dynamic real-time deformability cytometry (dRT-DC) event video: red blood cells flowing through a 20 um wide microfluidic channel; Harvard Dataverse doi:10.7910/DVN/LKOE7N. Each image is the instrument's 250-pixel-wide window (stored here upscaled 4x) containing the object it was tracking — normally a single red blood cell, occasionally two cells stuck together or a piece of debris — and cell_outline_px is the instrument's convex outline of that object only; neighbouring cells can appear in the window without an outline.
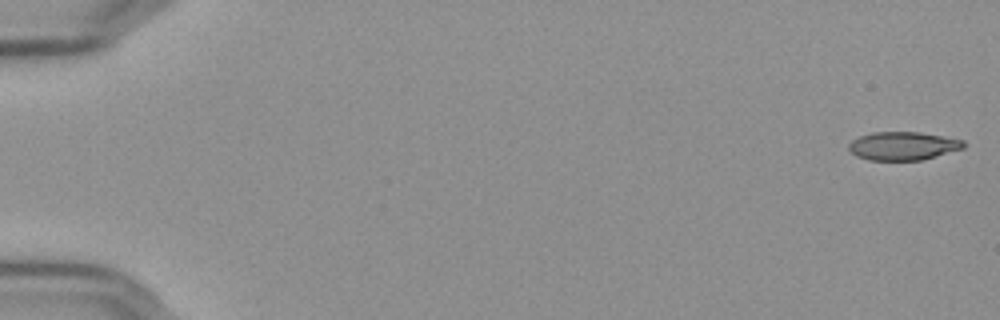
{"species": "Egyptian fruit bat (a non-hibernating species)", "species_latin": "Rousettus aegyptiacus", "temperature_condition": "cold", "stored_images_in_passage": 56, "camera_frame_rate_fps": 3000, "um_per_image_px": 0.085, "frame": {"image": 1, "passage_image": 1, "time_ms": 0.0, "image_size_px": [1000, 320], "cell_outline_px": [[964, 148], [920, 160], [868, 160], [856, 156], [848, 148], [848, 144], [852, 140], [860, 136], [872, 132], [920, 132], [964, 140]], "centroid_in_image_um": [76.72, 12.4], "position_along_channel_um": 8.3, "area_um2": 18.84}}
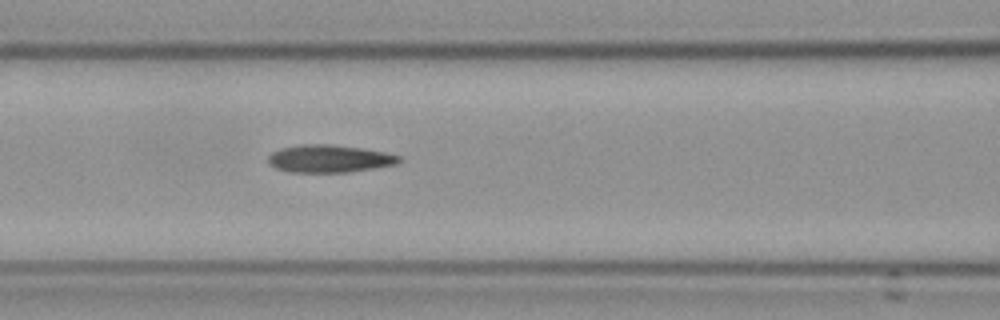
{"frame": {"image": 2, "passage_image": 25, "time_ms": 8.0, "image_size_px": [1000, 320], "cell_outline_px": [[404, 160], [396, 164], [348, 172], [288, 172], [276, 168], [268, 164], [268, 156], [272, 152], [280, 148], [300, 144], [328, 144], [360, 148], [384, 152], [400, 156]], "centroid_in_image_um": [27.96, 13.48], "position_along_channel_um": 138.6, "area_um2": 21.04}}
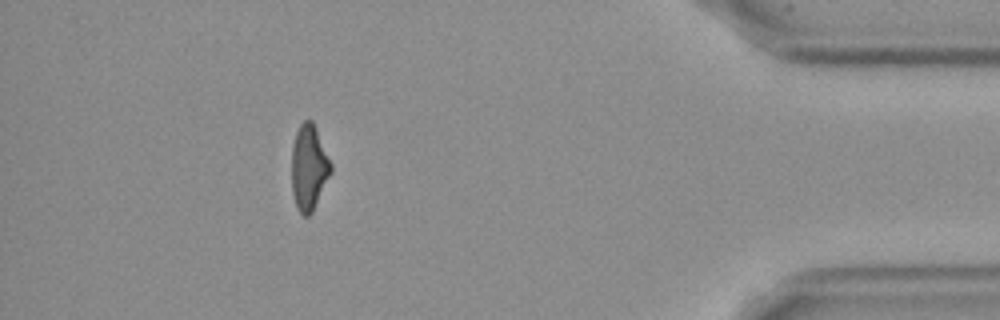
{"frame": {"image": 3, "passage_image": 51, "time_ms": 16.667, "image_size_px": [1000, 320], "cell_outline_px": [[332, 172], [312, 212], [308, 216], [304, 216], [296, 208], [292, 192], [292, 144], [296, 132], [300, 124], [304, 120], [312, 120], [316, 128], [332, 164]], "centroid_in_image_um": [26.25, 14.24], "position_along_channel_um": 408.9, "area_um2": 19.59}, "authors_computed_cell_mechanics": {"area_um2": 20.4612, "velocity_mm_per_s": 3.6492, "shape_relaxation_time_tau1_ms": null, "shape_relaxation_time_tau2_ms": 4.5281, "deformation_change_tau1": null, "deformation_change_tau2": 0.1239}}